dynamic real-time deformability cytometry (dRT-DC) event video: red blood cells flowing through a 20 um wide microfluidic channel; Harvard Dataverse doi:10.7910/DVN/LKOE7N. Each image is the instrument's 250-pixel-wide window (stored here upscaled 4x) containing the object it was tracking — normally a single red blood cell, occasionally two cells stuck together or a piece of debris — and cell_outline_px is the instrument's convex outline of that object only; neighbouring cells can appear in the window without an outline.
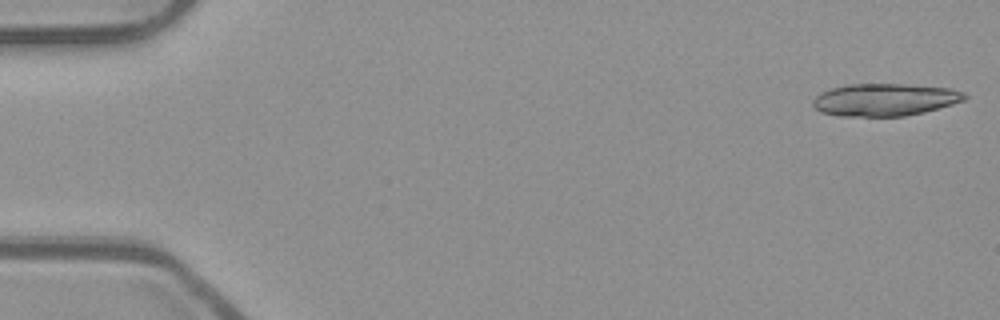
{"species": "common noctule bat (a hibernating species)", "species_latin": "Nyctalus noctula", "temperature_condition": "room temperature", "stored_images_in_passage": 19, "camera_frame_rate_fps": 3000, "um_per_image_px": 0.085, "animal": {"sex": "male", "body_mass_g": 23.1, "forearm_length_mm": 52.7}, "frame": {"image": 1, "passage_image": 1, "time_ms": 0.0, "image_size_px": [1000, 320], "cell_outline_px": [[968, 96], [964, 100], [952, 104], [924, 112], [904, 116], [840, 116], [820, 112], [812, 104], [812, 100], [820, 92], [832, 88], [848, 84], [904, 84], [952, 88], [964, 92]], "centroid_in_image_um": [75.2, 8.47], "position_along_channel_um": 9.8, "area_um2": 28.73}}